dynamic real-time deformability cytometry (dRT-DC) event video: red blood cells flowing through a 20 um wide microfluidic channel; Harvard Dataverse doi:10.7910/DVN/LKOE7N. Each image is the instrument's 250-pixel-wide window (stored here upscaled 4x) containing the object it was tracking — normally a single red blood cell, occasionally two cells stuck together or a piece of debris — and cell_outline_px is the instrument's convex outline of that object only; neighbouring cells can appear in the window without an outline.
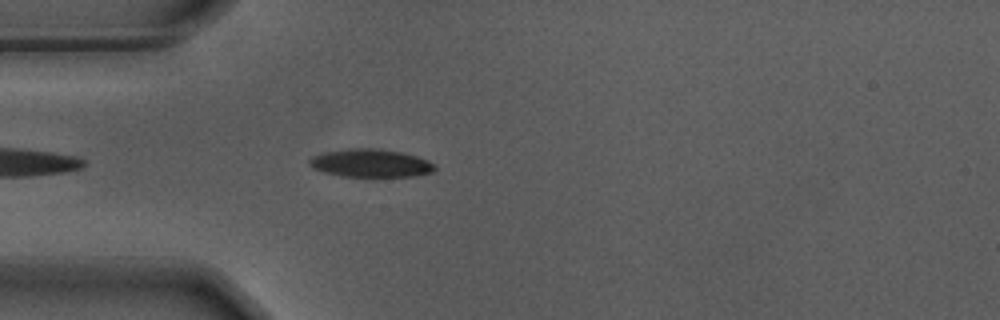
{"species": "Egyptian fruit bat (a non-hibernating species)", "species_latin": "Rousettus aegyptiacus", "temperature_condition": "warm", "stored_images_in_passage": 44, "camera_frame_rate_fps": 3000, "um_per_image_px": 0.085, "animal": {"sex": "male"}, "frame": {"image": 1, "passage_image": 4, "time_ms": 1.0, "image_size_px": [1000, 320], "cell_outline_px": [[436, 168], [432, 172], [416, 176], [368, 180], [344, 176], [324, 172], [312, 168], [308, 164], [308, 160], [312, 156], [324, 152], [348, 148], [376, 148], [400, 152], [416, 156], [428, 160]], "centroid_in_image_um": [31.49, 13.92], "position_along_channel_um": 53.5, "area_um2": 21.44}}
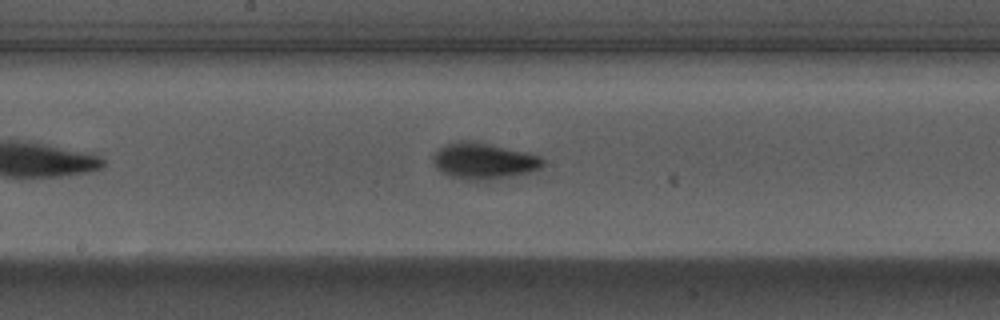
{"frame": {"image": 2, "passage_image": 17, "time_ms": 5.333, "image_size_px": [1000, 320], "cell_outline_px": [[544, 164], [540, 168], [528, 172], [492, 180], [464, 180], [448, 176], [440, 172], [436, 168], [432, 160], [432, 156], [440, 148], [456, 140], [472, 140], [528, 152], [540, 156], [544, 160]], "centroid_in_image_um": [41.09, 13.68], "position_along_channel_um": 207.1, "area_um2": 23.41}}
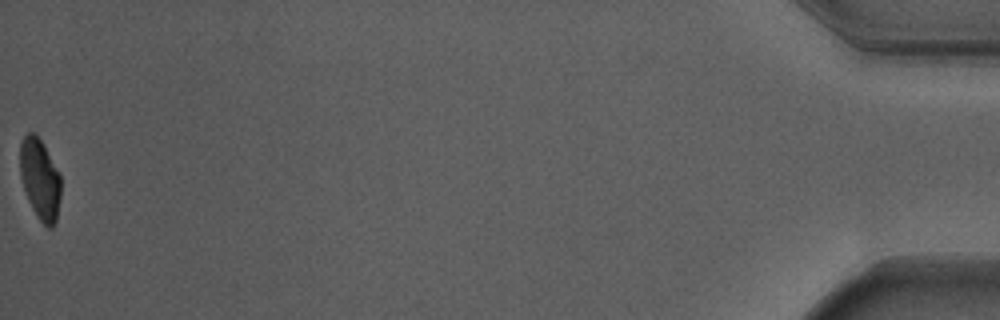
{"frame": {"image": 3, "passage_image": 44, "time_ms": 14.333, "image_size_px": [1000, 320], "cell_outline_px": [[60, 196], [56, 220], [52, 228], [48, 228], [36, 216], [28, 200], [20, 176], [20, 144], [24, 136], [28, 132], [32, 132], [44, 144], [60, 176]], "centroid_in_image_um": [3.39, 15.23], "position_along_channel_um": 431.8, "area_um2": 19.02}, "authors_computed_cell_mechanics": {"area_um2": 21.097, "velocity_mm_per_s": 3.6965, "shape_relaxation_time_tau1_ms": 2.2185, "shape_relaxation_time_tau2_ms": 2.1894, "deformation_change_tau1": 0.1377, "deformation_change_tau2": 0.0553}}